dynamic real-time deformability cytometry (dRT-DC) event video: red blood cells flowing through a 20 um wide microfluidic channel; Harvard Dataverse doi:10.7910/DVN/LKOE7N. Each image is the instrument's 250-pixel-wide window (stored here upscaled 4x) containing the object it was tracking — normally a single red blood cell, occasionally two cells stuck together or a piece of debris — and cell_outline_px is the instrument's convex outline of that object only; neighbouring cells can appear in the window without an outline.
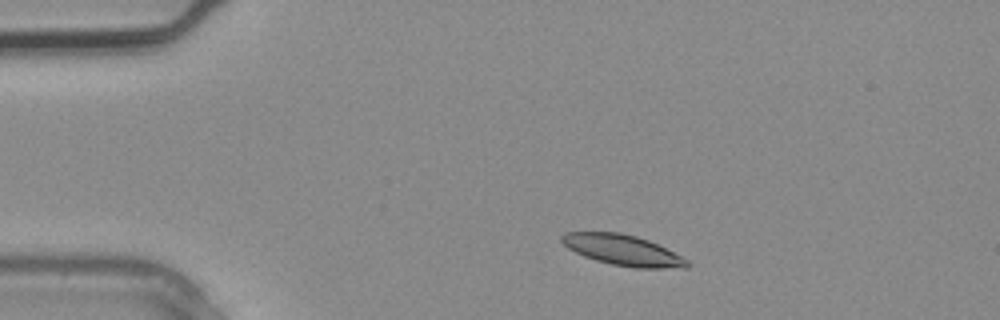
{"species": "common noctule bat (a hibernating species)", "species_latin": "Nyctalus noctula", "temperature_condition": "warm", "stored_images_in_passage": 2, "camera_frame_rate_fps": 3000, "um_per_image_px": 0.085, "animal": {"sex": "male", "body_mass_g": 20.4}, "frame": {"image": 1, "passage_image": 1, "time_ms": 0.0, "image_size_px": [1000, 320], "cell_outline_px": [[692, 264], [688, 268], [636, 268], [612, 264], [596, 260], [584, 256], [568, 248], [560, 240], [560, 236], [564, 232], [620, 232], [636, 236], [648, 240], [688, 260]], "centroid_in_image_um": [52.93, 21.26], "position_along_channel_um": 32.1, "area_um2": 22.25}}